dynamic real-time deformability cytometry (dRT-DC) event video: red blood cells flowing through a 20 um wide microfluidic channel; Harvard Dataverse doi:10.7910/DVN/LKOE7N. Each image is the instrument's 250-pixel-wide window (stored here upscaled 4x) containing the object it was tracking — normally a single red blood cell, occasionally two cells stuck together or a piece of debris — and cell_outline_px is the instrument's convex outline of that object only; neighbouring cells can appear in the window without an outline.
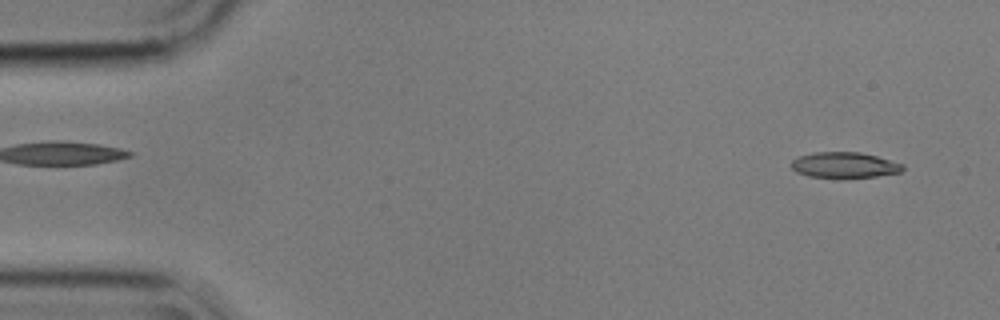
{"species": "common noctule bat (a hibernating species)", "species_latin": "Nyctalus noctula", "temperature_condition": "cold", "stored_images_in_passage": 55, "camera_frame_rate_fps": 3000, "um_per_image_px": 0.085, "animal": {"sex": "male", "body_mass_g": 17.9}, "frame": {"image": 1, "passage_image": 3, "time_ms": 0.667, "image_size_px": [1000, 320], "cell_outline_px": [[904, 168], [900, 172], [876, 176], [844, 180], [808, 176], [796, 172], [792, 168], [792, 160], [800, 156], [812, 152], [860, 152], [876, 156], [904, 164]], "centroid_in_image_um": [71.77, 14.06], "position_along_channel_um": 13.2, "area_um2": 17.17}}
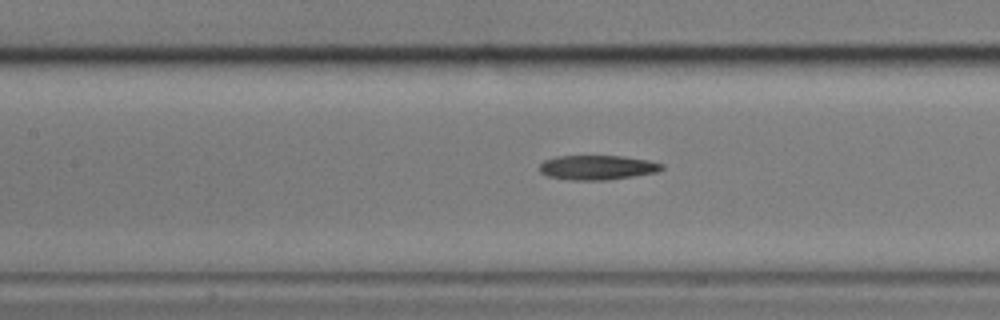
{"frame": {"image": 2, "passage_image": 24, "time_ms": 7.667, "image_size_px": [1000, 320], "cell_outline_px": [[664, 168], [656, 172], [608, 180], [572, 180], [548, 176], [540, 172], [540, 164], [544, 160], [556, 156], [624, 156], [648, 160], [664, 164]], "centroid_in_image_um": [50.77, 14.23], "position_along_channel_um": 156.6, "area_um2": 17.46}}
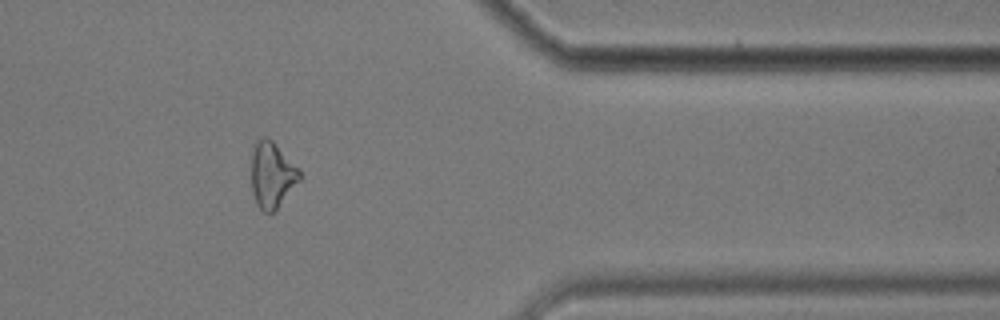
{"frame": {"image": 3, "passage_image": 45, "time_ms": 14.667, "image_size_px": [1000, 320], "cell_outline_px": [[304, 176], [276, 212], [264, 212], [256, 204], [252, 192], [252, 144], [260, 136], [264, 136], [272, 140], [300, 168]], "centroid_in_image_um": [23.16, 14.86], "position_along_channel_um": 388.2, "area_um2": 19.25}}